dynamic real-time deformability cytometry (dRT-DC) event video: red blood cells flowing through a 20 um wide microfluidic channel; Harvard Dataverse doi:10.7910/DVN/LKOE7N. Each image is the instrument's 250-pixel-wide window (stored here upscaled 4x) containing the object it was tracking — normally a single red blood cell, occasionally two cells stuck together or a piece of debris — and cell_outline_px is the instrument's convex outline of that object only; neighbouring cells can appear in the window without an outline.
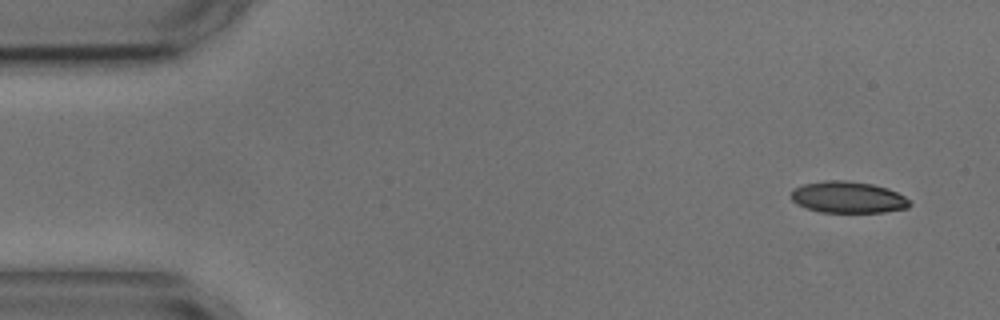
{"species": "common noctule bat (a hibernating species)", "species_latin": "Nyctalus noctula", "temperature_condition": "cold", "stored_images_in_passage": 5, "camera_frame_rate_fps": 3000, "um_per_image_px": 0.085, "animal": {"sex": "male", "body_mass_g": 17.9, "forearm_length_mm": 54.2}, "frame": {"image": 1, "passage_image": 1, "time_ms": 0.0, "image_size_px": [1000, 320], "cell_outline_px": [[912, 204], [908, 208], [884, 212], [820, 212], [796, 204], [792, 200], [792, 188], [804, 184], [824, 180], [844, 180], [872, 184], [888, 188], [904, 196]], "centroid_in_image_um": [72.08, 16.76], "position_along_channel_um": 12.9, "area_um2": 21.79}}
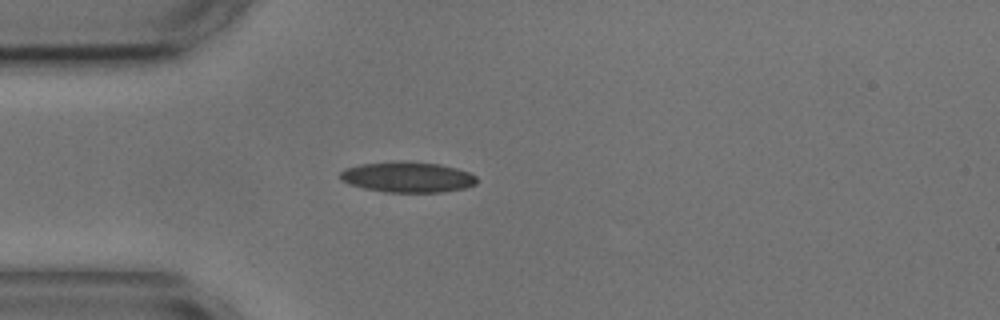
{"frame": {"image": 2, "passage_image": 4, "time_ms": 3.667, "image_size_px": [1000, 320], "cell_outline_px": [[476, 184], [464, 188], [440, 192], [384, 192], [364, 188], [348, 184], [340, 180], [340, 172], [344, 168], [360, 164], [392, 160], [404, 160], [440, 164], [456, 168], [468, 172], [476, 176]], "centroid_in_image_um": [34.59, 15.03], "position_along_channel_um": 50.4, "area_um2": 24.68}}